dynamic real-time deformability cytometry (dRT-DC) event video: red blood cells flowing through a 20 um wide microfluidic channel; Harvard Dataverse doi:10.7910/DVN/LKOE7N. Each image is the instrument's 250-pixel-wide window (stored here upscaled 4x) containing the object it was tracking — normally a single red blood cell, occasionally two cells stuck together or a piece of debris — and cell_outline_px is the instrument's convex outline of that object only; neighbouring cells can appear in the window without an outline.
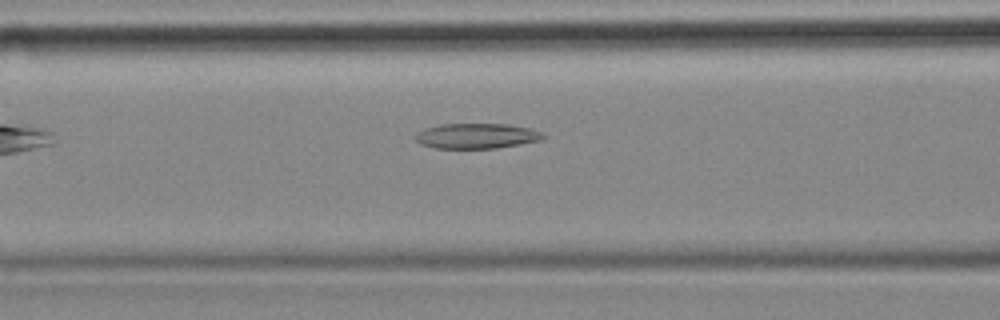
{"species": "common noctule bat (a hibernating species)", "species_latin": "Nyctalus noctula", "temperature_condition": "cold", "stored_images_in_passage": 34, "camera_frame_rate_fps": 3000, "um_per_image_px": 0.085, "animal": {"sex": "female", "body_mass_g": 18.4}, "frame": {"image": 1, "passage_image": 6, "time_ms": 1.667, "image_size_px": [1000, 320], "cell_outline_px": [[544, 136], [540, 140], [520, 144], [496, 148], [436, 148], [420, 144], [416, 140], [416, 132], [424, 128], [440, 124], [508, 124], [528, 128], [540, 132]], "centroid_in_image_um": [40.45, 11.55], "position_along_channel_um": 126.1, "area_um2": 18.61}}
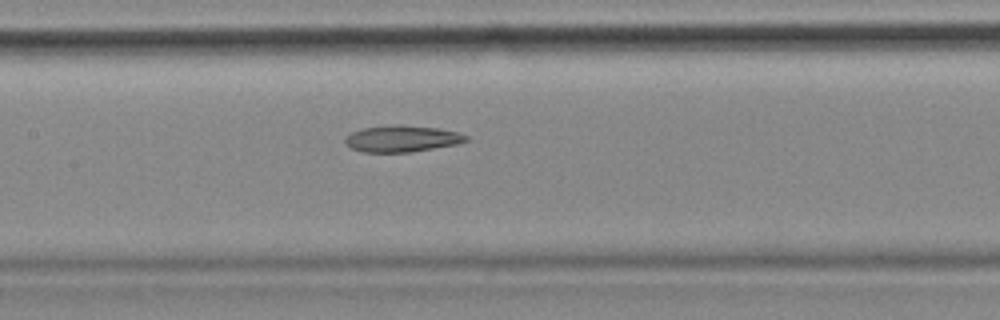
{"frame": {"image": 2, "passage_image": 10, "time_ms": 3.0, "image_size_px": [1000, 320], "cell_outline_px": [[468, 140], [456, 144], [408, 152], [364, 152], [352, 148], [344, 140], [344, 136], [352, 132], [364, 128], [396, 124], [400, 124], [440, 128], [460, 132], [468, 136]], "centroid_in_image_um": [34.18, 11.77], "position_along_channel_um": 173.2, "area_um2": 18.61}, "authors_computed_cell_mechanics": {"area_um2": 18.9006, "velocity_mm_per_s": 3.5282, "shape_relaxation_time_tau1_ms": null, "shape_relaxation_time_tau2_ms": 6.0664, "deformation_change_tau1": null, "deformation_change_tau2": 0.1494}}